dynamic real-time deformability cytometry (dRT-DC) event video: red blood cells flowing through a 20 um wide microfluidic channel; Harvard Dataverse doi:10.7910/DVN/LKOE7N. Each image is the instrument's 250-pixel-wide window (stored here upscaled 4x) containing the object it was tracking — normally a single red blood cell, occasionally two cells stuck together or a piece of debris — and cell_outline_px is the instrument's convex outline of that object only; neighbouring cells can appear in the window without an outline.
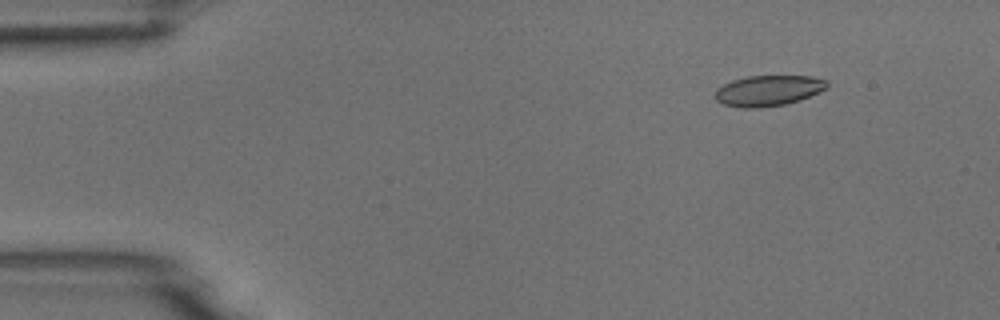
{"species": "common noctule bat (a hibernating species)", "species_latin": "Nyctalus noctula", "temperature_condition": "room temperature", "stored_images_in_passage": 7, "camera_frame_rate_fps": 3000, "um_per_image_px": 0.085, "animal": {"sex": "male", "body_mass_g": 18.8}, "frame": {"image": 1, "passage_image": 2, "time_ms": 1.0, "image_size_px": [1000, 320], "cell_outline_px": [[828, 88], [800, 100], [784, 104], [760, 108], [740, 108], [724, 104], [716, 100], [716, 88], [732, 80], [748, 76], [812, 76], [828, 80]], "centroid_in_image_um": [65.32, 7.7], "position_along_channel_um": 19.7, "area_um2": 20.06}}
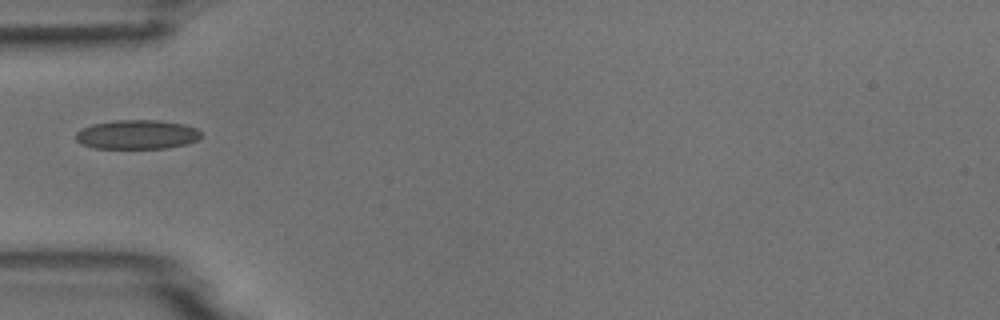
{"frame": {"image": 2, "passage_image": 5, "time_ms": 4.667, "image_size_px": [1000, 320], "cell_outline_px": [[200, 136], [196, 140], [184, 144], [164, 148], [96, 148], [80, 144], [76, 140], [76, 132], [80, 128], [92, 124], [116, 120], [160, 120], [184, 124], [196, 128], [200, 132]], "centroid_in_image_um": [11.6, 11.42], "position_along_channel_um": 73.4, "area_um2": 21.27}}